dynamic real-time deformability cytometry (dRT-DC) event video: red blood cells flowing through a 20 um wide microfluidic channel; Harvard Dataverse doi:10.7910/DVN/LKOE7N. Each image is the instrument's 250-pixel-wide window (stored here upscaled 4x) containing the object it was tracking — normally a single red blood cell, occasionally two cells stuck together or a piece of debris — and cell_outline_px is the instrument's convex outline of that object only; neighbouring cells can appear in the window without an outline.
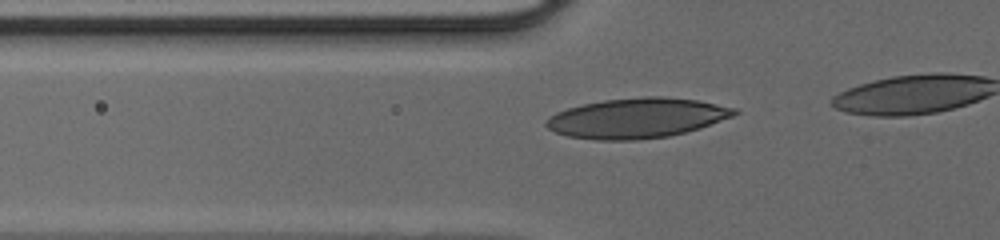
{"species": "human", "species_latin": "Homo sapiens", "temperature_condition": "cold", "stored_images_in_passage": 22, "camera_frame_rate_fps": 3000, "um_per_image_px": 0.085, "donor": {"sex": "male"}, "frame": {"image": 1, "passage_image": 8, "time_ms": 2.333, "image_size_px": [1000, 240], "cell_outline_px": [[740, 112], [732, 116], [700, 128], [668, 136], [636, 140], [596, 140], [568, 136], [556, 132], [548, 128], [544, 124], [556, 112], [568, 108], [584, 104], [604, 100], [644, 96], [660, 96], [696, 100], [736, 108]], "centroid_in_image_um": [54.14, 10.03], "position_along_channel_um": 71.7, "area_um2": 43.47}}
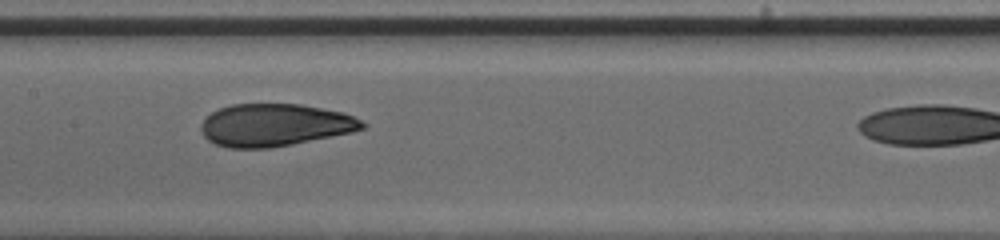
{"frame": {"image": 2, "passage_image": 16, "time_ms": 5.0, "image_size_px": [1000, 240], "cell_outline_px": [[368, 124], [364, 128], [352, 132], [292, 144], [268, 148], [228, 148], [216, 144], [208, 140], [204, 136], [200, 128], [200, 124], [212, 112], [220, 108], [232, 104], [300, 104], [344, 112]], "centroid_in_image_um": [23.35, 10.63], "position_along_channel_um": 184.0, "area_um2": 39.82}}
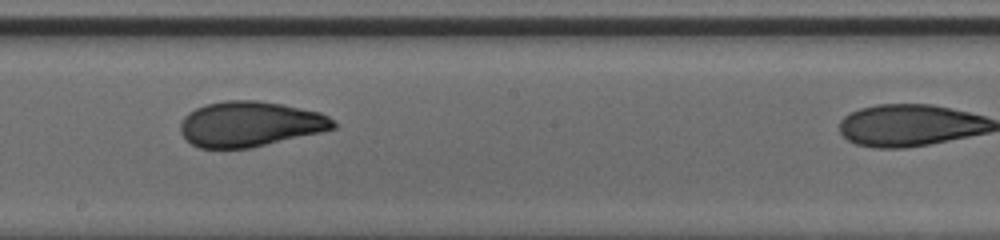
{"frame": {"image": 3, "passage_image": 19, "time_ms": 6.0, "image_size_px": [1000, 240], "cell_outline_px": [[336, 128], [320, 132], [252, 148], [200, 148], [192, 144], [180, 132], [180, 124], [184, 116], [188, 112], [204, 104], [224, 100], [256, 100], [280, 104], [320, 112], [328, 116], [336, 124]], "centroid_in_image_um": [21.23, 10.54], "position_along_channel_um": 227.0, "area_um2": 40.29}}